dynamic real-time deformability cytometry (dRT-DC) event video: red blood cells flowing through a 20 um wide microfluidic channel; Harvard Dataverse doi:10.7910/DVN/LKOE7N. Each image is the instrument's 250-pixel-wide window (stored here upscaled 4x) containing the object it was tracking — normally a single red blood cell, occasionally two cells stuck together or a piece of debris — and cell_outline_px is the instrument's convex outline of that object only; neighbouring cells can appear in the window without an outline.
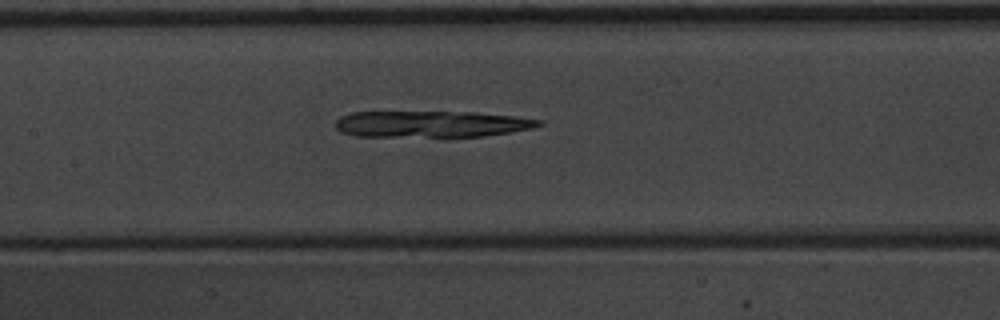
{"species": "common noctule bat (a hibernating species)", "species_latin": "Nyctalus noctula", "temperature_condition": "warm", "stored_images_in_passage": 36, "camera_frame_rate_fps": 3000, "um_per_image_px": 0.085, "animal": {"sex": "male", "body_mass_g": 20.1, "forearm_length_mm": 53.5}, "frame": {"image": 1, "passage_image": 10, "time_ms": 3.0, "image_size_px": [1000, 320], "cell_outline_px": [[544, 124], [532, 128], [484, 136], [356, 136], [340, 132], [336, 128], [336, 120], [340, 116], [352, 112], [476, 112], [512, 116], [544, 120]], "centroid_in_image_um": [36.66, 10.54], "position_along_channel_um": 170.7, "area_um2": 31.15}}
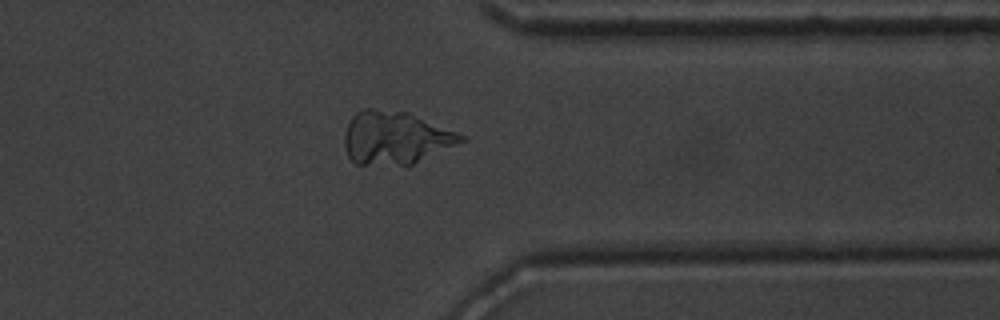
{"frame": {"image": 2, "passage_image": 26, "time_ms": 8.333, "image_size_px": [1000, 320], "cell_outline_px": [[468, 140], [412, 164], [356, 164], [348, 156], [344, 144], [344, 132], [348, 120], [360, 108], [372, 108], [408, 112], [468, 136]], "centroid_in_image_um": [33.61, 11.68], "position_along_channel_um": 377.8, "area_um2": 36.18}}
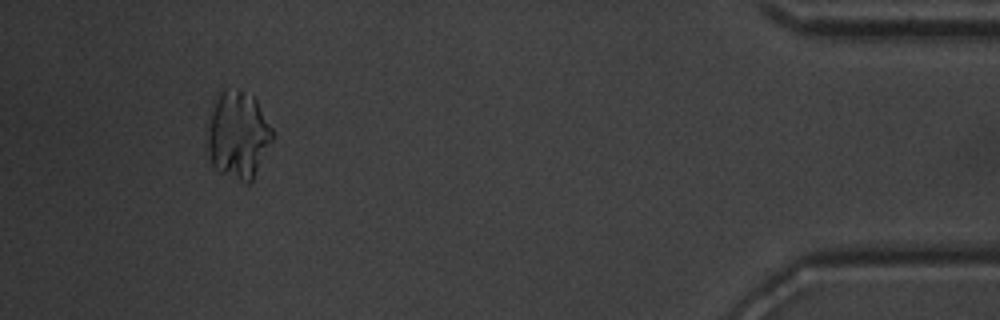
{"frame": {"image": 3, "passage_image": 33, "time_ms": 10.667, "image_size_px": [1000, 320], "cell_outline_px": [[276, 132], [252, 180], [248, 184], [244, 184], [220, 172], [212, 164], [208, 152], [208, 128], [212, 104], [216, 92], [224, 88], [236, 88], [252, 96], [256, 100]], "centroid_in_image_um": [20.23, 11.43], "position_along_channel_um": 415.0, "area_um2": 33.52}}